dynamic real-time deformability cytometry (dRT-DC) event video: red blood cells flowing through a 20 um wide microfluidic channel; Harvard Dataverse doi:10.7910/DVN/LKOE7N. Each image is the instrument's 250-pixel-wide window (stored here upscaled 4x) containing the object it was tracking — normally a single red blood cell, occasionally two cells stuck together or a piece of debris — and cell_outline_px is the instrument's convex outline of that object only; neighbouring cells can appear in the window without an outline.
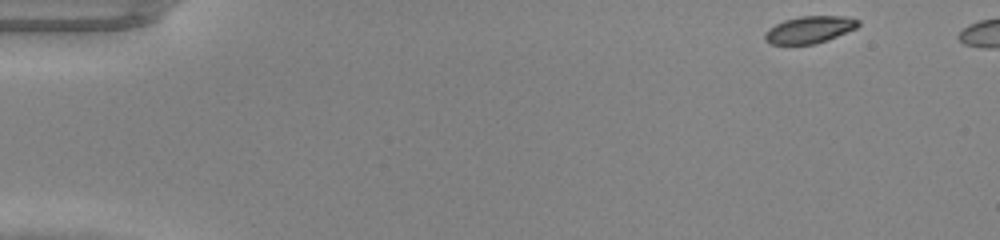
{"species": "common noctule bat (a hibernating species)", "species_latin": "Nyctalus noctula", "temperature_condition": "warm", "stored_images_in_passage": 42, "camera_frame_rate_fps": 3000, "um_per_image_px": 0.085, "animal": {"sex": "male", "body_mass_g": 20.0, "forearm_length_mm": 53.3}, "frame": {"image": 1, "passage_image": 1, "time_ms": 0.0, "image_size_px": [1000, 240], "cell_outline_px": [[860, 24], [856, 28], [828, 40], [816, 44], [768, 44], [764, 40], [764, 32], [768, 28], [784, 20], [800, 16], [844, 16], [860, 20]], "centroid_in_image_um": [68.78, 2.52], "position_along_channel_um": 16.2, "area_um2": 14.85}}
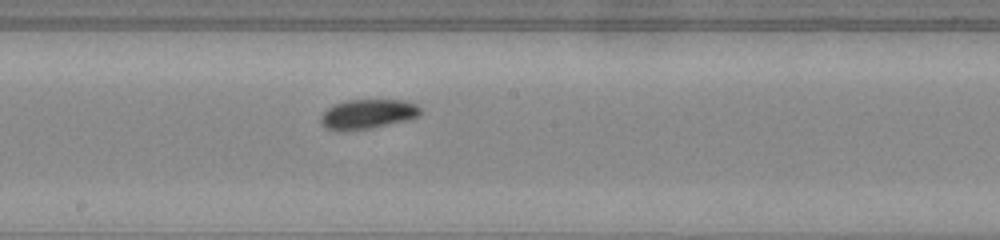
{"frame": {"image": 2, "passage_image": 24, "time_ms": 7.667, "image_size_px": [1000, 240], "cell_outline_px": [[420, 116], [408, 120], [372, 128], [344, 132], [340, 132], [324, 128], [320, 124], [320, 116], [328, 108], [336, 104], [348, 100], [404, 100], [416, 104], [420, 108]], "centroid_in_image_um": [31.23, 9.72], "position_along_channel_um": 217.0, "area_um2": 17.46}}
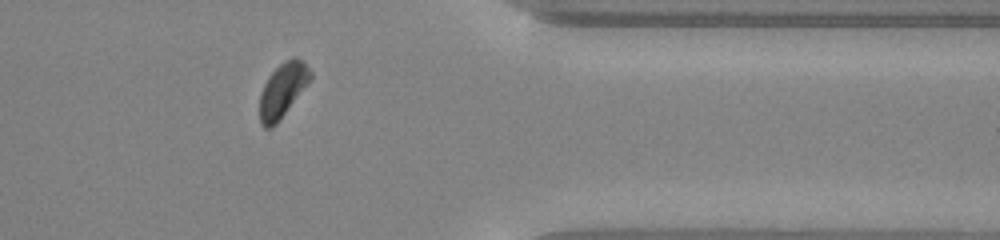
{"frame": {"image": 3, "passage_image": 37, "time_ms": 12.0, "image_size_px": [1000, 240], "cell_outline_px": [[312, 76], [280, 120], [272, 128], [264, 128], [260, 124], [260, 92], [268, 76], [284, 60], [292, 56], [296, 56], [304, 60], [312, 72]], "centroid_in_image_um": [24.02, 7.63], "position_along_channel_um": 387.4, "area_um2": 16.01}}